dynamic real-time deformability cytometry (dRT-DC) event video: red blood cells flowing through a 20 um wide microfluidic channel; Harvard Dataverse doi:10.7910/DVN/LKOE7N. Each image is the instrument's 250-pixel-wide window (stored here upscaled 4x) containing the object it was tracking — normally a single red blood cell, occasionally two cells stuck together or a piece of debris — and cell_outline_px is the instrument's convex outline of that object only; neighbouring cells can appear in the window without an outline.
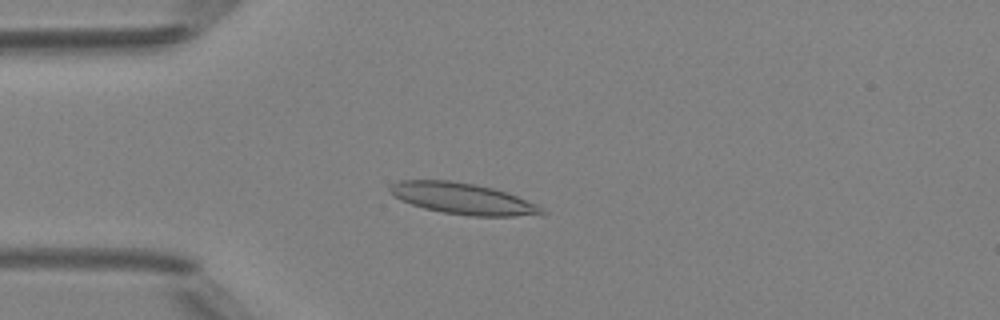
{"species": "Egyptian fruit bat (a non-hibernating species)", "species_latin": "Rousettus aegyptiacus", "temperature_condition": "room temperature", "stored_images_in_passage": 44, "camera_frame_rate_fps": 3000, "um_per_image_px": 0.085, "animal": {"sex": "female"}, "frame": {"image": 1, "passage_image": 12, "time_ms": 3.667, "image_size_px": [1000, 320], "cell_outline_px": [[548, 212], [516, 216], [472, 216], [444, 212], [424, 208], [400, 200], [392, 196], [388, 192], [388, 188], [392, 184], [400, 180], [448, 180], [472, 184], [492, 188], [516, 196], [536, 204], [544, 208]], "centroid_in_image_um": [39.27, 16.88], "position_along_channel_um": 45.7, "area_um2": 27.28}}
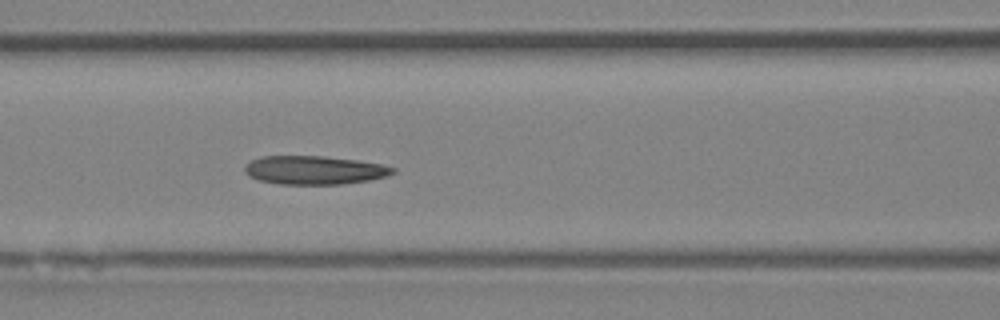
{"frame": {"image": 2, "passage_image": 20, "time_ms": 6.333, "image_size_px": [1000, 320], "cell_outline_px": [[396, 172], [388, 176], [368, 180], [340, 184], [280, 184], [260, 180], [248, 176], [244, 172], [244, 164], [260, 156], [324, 156], [360, 160], [384, 164], [396, 168]], "centroid_in_image_um": [26.74, 14.45], "position_along_channel_um": 139.9, "area_um2": 24.91}}
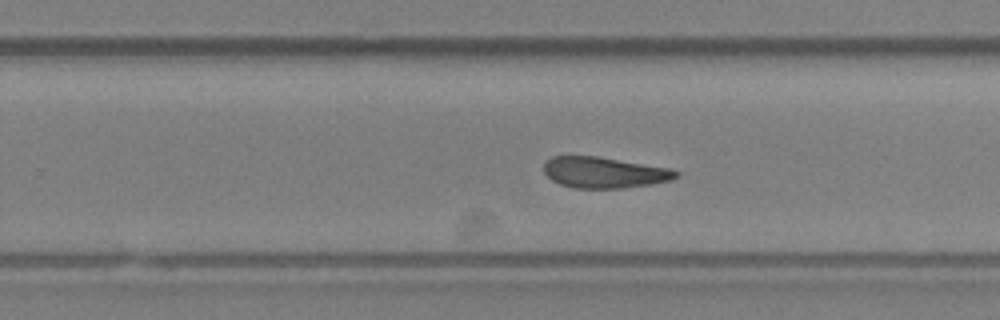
{"frame": {"image": 3, "passage_image": 30, "time_ms": 9.667, "image_size_px": [1000, 320], "cell_outline_px": [[680, 176], [672, 180], [652, 184], [624, 188], [572, 188], [560, 184], [552, 180], [544, 172], [544, 160], [552, 156], [596, 156], [668, 168], [680, 172]], "centroid_in_image_um": [51.35, 14.67], "position_along_channel_um": 278.5, "area_um2": 23.93}, "authors_computed_cell_mechanics": {"area_um2": 24.4494, "velocity_mm_per_s": 4.1856, "shape_relaxation_time_tau1_ms": null, "shape_relaxation_time_tau2_ms": 5.5232, "deformation_change_tau1": null, "deformation_change_tau2": 0.1227}}